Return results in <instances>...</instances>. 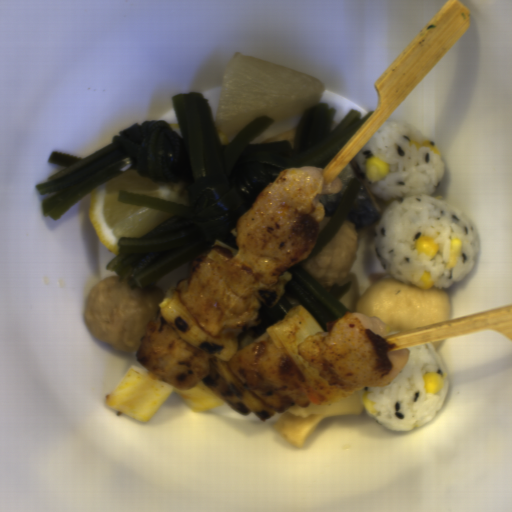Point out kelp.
Listing matches in <instances>:
<instances>
[{
    "label": "kelp",
    "instance_id": "obj_1",
    "mask_svg": "<svg viewBox=\"0 0 512 512\" xmlns=\"http://www.w3.org/2000/svg\"><path fill=\"white\" fill-rule=\"evenodd\" d=\"M172 106L181 136L169 122L145 120L111 136V144L79 158L52 150L48 163L64 166L35 187L45 215L57 220L91 191L126 170L154 182L175 179L188 193L181 206L131 190L118 203L171 215L145 234L119 238L118 253L105 267L129 288L151 287L215 243L238 249L239 219L263 188L283 169L322 170L373 115L350 110L333 127L337 107L319 99L303 113L293 145L287 141L251 143L275 121L259 116L222 146L215 118L201 91L174 95Z\"/></svg>",
    "mask_w": 512,
    "mask_h": 512
},
{
    "label": "kelp",
    "instance_id": "obj_2",
    "mask_svg": "<svg viewBox=\"0 0 512 512\" xmlns=\"http://www.w3.org/2000/svg\"><path fill=\"white\" fill-rule=\"evenodd\" d=\"M286 273L290 281L282 290L280 298L273 306H265L260 301L256 326L265 330L273 323L281 321L294 306H301L322 328L328 332L342 315L352 313L342 303L353 283L334 284L327 292L298 264Z\"/></svg>",
    "mask_w": 512,
    "mask_h": 512
},
{
    "label": "kelp",
    "instance_id": "obj_3",
    "mask_svg": "<svg viewBox=\"0 0 512 512\" xmlns=\"http://www.w3.org/2000/svg\"><path fill=\"white\" fill-rule=\"evenodd\" d=\"M359 181L349 180L347 187L328 222L316 237L313 247L305 260L312 259L321 253L341 230L358 193Z\"/></svg>",
    "mask_w": 512,
    "mask_h": 512
}]
</instances>
